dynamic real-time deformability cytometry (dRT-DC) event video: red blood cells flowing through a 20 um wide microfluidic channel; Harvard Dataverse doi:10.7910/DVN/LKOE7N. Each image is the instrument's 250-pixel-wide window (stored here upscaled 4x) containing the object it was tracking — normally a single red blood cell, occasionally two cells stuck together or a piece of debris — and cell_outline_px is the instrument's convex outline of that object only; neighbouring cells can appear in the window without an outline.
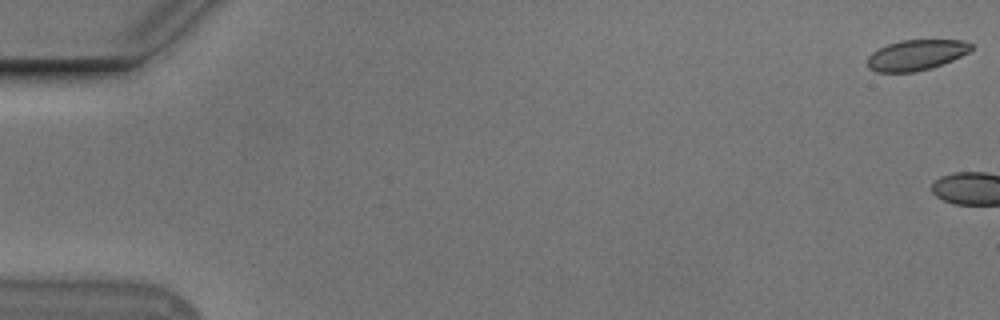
{"species": "Egyptian fruit bat (a non-hibernating species)", "species_latin": "Rousettus aegyptiacus", "temperature_condition": "cold", "stored_images_in_passage": 4, "camera_frame_rate_fps": 3000, "um_per_image_px": 0.085, "animal": {"sex": "male"}, "frame": {"image": 1, "passage_image": 1, "time_ms": 0.0, "image_size_px": [1000, 320], "cell_outline_px": [[972, 48], [968, 52], [952, 60], [916, 72], [876, 72], [868, 68], [868, 56], [872, 52], [888, 44], [900, 40], [964, 40], [972, 44]], "centroid_in_image_um": [77.85, 4.67], "position_along_channel_um": 7.1, "area_um2": 18.26}}